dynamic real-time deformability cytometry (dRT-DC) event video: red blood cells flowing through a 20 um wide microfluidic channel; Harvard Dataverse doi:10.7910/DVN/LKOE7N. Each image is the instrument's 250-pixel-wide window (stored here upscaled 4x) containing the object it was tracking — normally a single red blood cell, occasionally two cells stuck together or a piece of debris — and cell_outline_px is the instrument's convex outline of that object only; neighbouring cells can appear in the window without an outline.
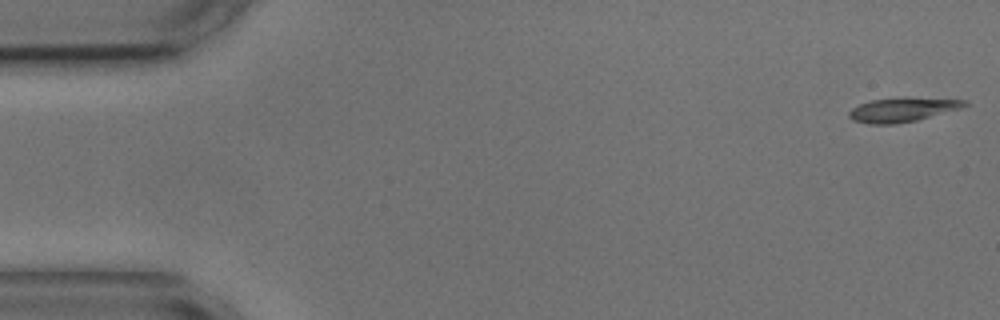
{"species": "common noctule bat (a hibernating species)", "species_latin": "Nyctalus noctula", "temperature_condition": "cold", "stored_images_in_passage": 5, "camera_frame_rate_fps": 3000, "um_per_image_px": 0.085, "animal": {"sex": "male", "body_mass_g": 17.9, "forearm_length_mm": 54.2}, "frame": {"image": 1, "passage_image": 1, "time_ms": 0.0, "image_size_px": [1000, 320], "cell_outline_px": [[972, 104], [960, 108], [916, 120], [892, 124], [872, 124], [852, 120], [848, 116], [848, 112], [852, 108], [860, 104], [872, 100], [900, 96], [904, 96], [968, 100]], "centroid_in_image_um": [76.74, 9.29], "position_along_channel_um": 8.3, "area_um2": 16.53}}
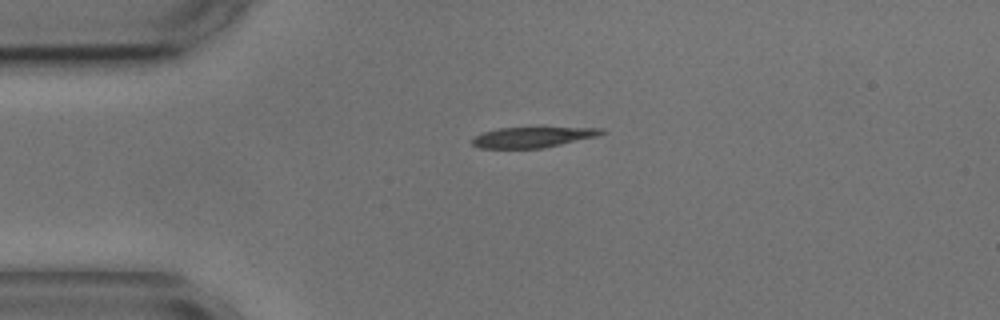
{"frame": {"image": 2, "passage_image": 4, "time_ms": 3.667, "image_size_px": [1000, 320], "cell_outline_px": [[608, 132], [596, 136], [544, 148], [480, 148], [472, 144], [472, 140], [476, 136], [484, 132], [500, 128], [604, 128]], "centroid_in_image_um": [45.3, 11.66], "position_along_channel_um": 39.7, "area_um2": 15.14}}
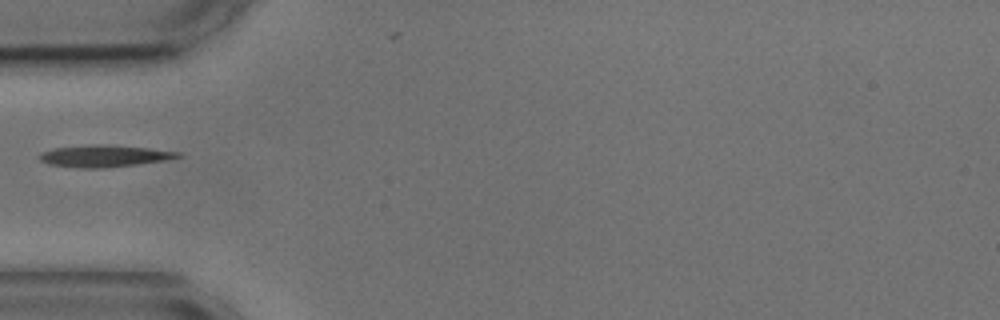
{"frame": {"image": 3, "passage_image": 5, "time_ms": 5.333, "image_size_px": [1000, 320], "cell_outline_px": [[184, 156], [168, 160], [104, 168], [80, 168], [48, 164], [40, 160], [36, 156], [40, 152], [56, 148], [92, 144], [112, 144], [148, 148], [180, 152]], "centroid_in_image_um": [8.86, 13.25], "position_along_channel_um": 76.1, "area_um2": 17.86}}